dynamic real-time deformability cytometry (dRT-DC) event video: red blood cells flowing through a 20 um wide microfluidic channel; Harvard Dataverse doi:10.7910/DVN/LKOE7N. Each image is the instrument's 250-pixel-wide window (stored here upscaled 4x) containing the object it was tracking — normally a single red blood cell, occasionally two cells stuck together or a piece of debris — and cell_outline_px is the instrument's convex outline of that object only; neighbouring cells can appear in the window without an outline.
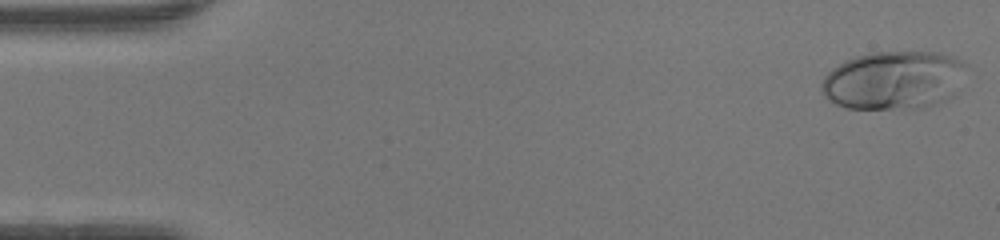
{"species": "human", "species_latin": "Homo sapiens", "temperature_condition": "warm", "stored_images_in_passage": 14, "camera_frame_rate_fps": 3000, "um_per_image_px": 0.085, "donor": {"sex": "female"}, "frame": {"image": 1, "passage_image": 1, "time_ms": 0.0, "image_size_px": [1000, 240], "cell_outline_px": [[968, 64], [956, 96], [936, 104], [920, 108], [844, 108], [828, 100], [824, 96], [820, 88], [820, 84], [824, 76], [832, 68], [844, 60], [868, 52], [940, 52], [952, 56]], "centroid_in_image_um": [75.98, 6.81], "position_along_channel_um": 9.0, "area_um2": 50.05}}